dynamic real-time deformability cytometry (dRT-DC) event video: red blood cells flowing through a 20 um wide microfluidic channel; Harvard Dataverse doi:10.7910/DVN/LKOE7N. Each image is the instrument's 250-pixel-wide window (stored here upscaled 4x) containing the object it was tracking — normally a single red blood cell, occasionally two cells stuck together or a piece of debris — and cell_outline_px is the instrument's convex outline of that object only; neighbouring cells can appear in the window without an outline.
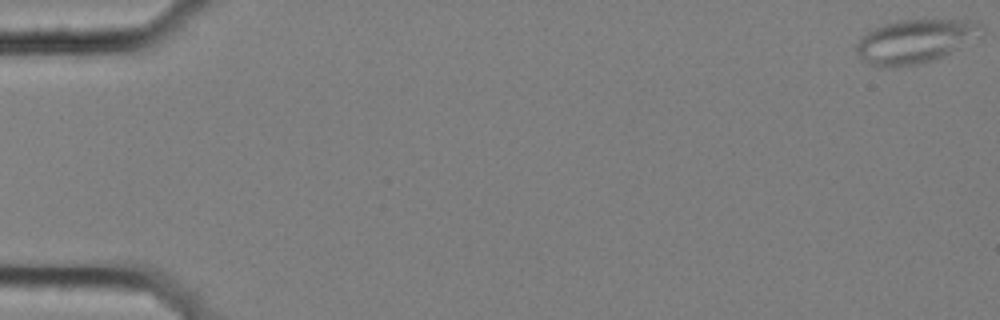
{"species": "common noctule bat (a hibernating species)", "species_latin": "Nyctalus noctula", "temperature_condition": "cold", "stored_images_in_passage": 58, "segment_of_instrument_passage": [1, 2], "camera_frame_rate_fps": 3000, "um_per_image_px": 0.085, "animal": {"sex": "female", "body_mass_g": 25.1}, "frame": {"image": 1, "passage_image": 1, "time_ms": 0.0, "image_size_px": [1000, 320], "cell_outline_px": [[984, 36], [932, 60], [920, 64], [896, 68], [876, 68], [868, 64], [856, 52], [856, 44], [868, 32], [880, 24], [896, 20], [976, 20], [984, 24]], "centroid_in_image_um": [77.82, 3.51], "position_along_channel_um": 7.2, "area_um2": 32.43}}
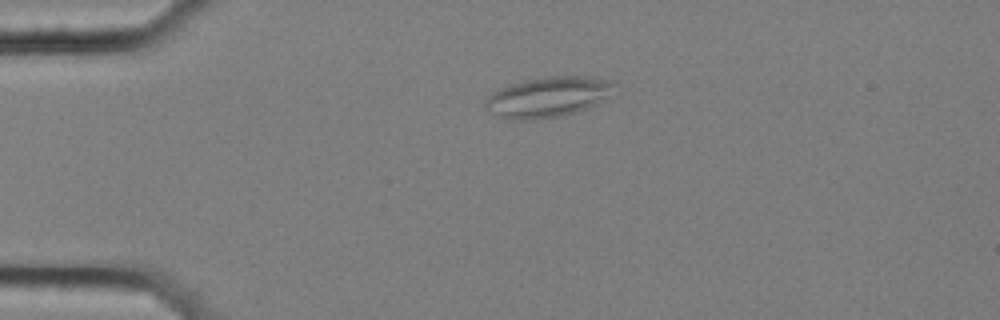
{"frame": {"image": 2, "passage_image": 14, "time_ms": 4.333, "image_size_px": [1000, 320], "cell_outline_px": [[620, 92], [596, 104], [572, 112], [556, 116], [524, 120], [512, 120], [496, 116], [488, 112], [484, 108], [484, 100], [492, 92], [500, 88], [524, 80], [544, 76], [584, 76], [616, 80]], "centroid_in_image_um": [46.64, 8.21], "position_along_channel_um": 38.4, "area_um2": 30.92}}